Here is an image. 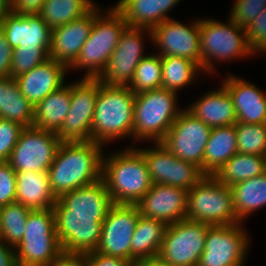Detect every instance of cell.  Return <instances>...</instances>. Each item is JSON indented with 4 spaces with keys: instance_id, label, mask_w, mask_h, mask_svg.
<instances>
[{
    "instance_id": "1",
    "label": "cell",
    "mask_w": 266,
    "mask_h": 266,
    "mask_svg": "<svg viewBox=\"0 0 266 266\" xmlns=\"http://www.w3.org/2000/svg\"><path fill=\"white\" fill-rule=\"evenodd\" d=\"M103 147L94 141L61 142L48 169L51 189L57 198L102 179Z\"/></svg>"
},
{
    "instance_id": "2",
    "label": "cell",
    "mask_w": 266,
    "mask_h": 266,
    "mask_svg": "<svg viewBox=\"0 0 266 266\" xmlns=\"http://www.w3.org/2000/svg\"><path fill=\"white\" fill-rule=\"evenodd\" d=\"M102 180L113 204L136 205L153 184L147 163L134 146L104 153Z\"/></svg>"
},
{
    "instance_id": "3",
    "label": "cell",
    "mask_w": 266,
    "mask_h": 266,
    "mask_svg": "<svg viewBox=\"0 0 266 266\" xmlns=\"http://www.w3.org/2000/svg\"><path fill=\"white\" fill-rule=\"evenodd\" d=\"M134 102L135 94L129 87L109 86L98 80L91 141L108 145L116 139H133Z\"/></svg>"
},
{
    "instance_id": "4",
    "label": "cell",
    "mask_w": 266,
    "mask_h": 266,
    "mask_svg": "<svg viewBox=\"0 0 266 266\" xmlns=\"http://www.w3.org/2000/svg\"><path fill=\"white\" fill-rule=\"evenodd\" d=\"M95 5V20L90 36L82 46L75 62L68 68L71 70L84 69L82 78H98L106 67L121 34L128 26L122 15L112 8H99ZM86 69V70H85Z\"/></svg>"
},
{
    "instance_id": "5",
    "label": "cell",
    "mask_w": 266,
    "mask_h": 266,
    "mask_svg": "<svg viewBox=\"0 0 266 266\" xmlns=\"http://www.w3.org/2000/svg\"><path fill=\"white\" fill-rule=\"evenodd\" d=\"M178 93L156 89L135 95L133 141L160 143L184 108L177 106ZM179 107V108H178Z\"/></svg>"
},
{
    "instance_id": "6",
    "label": "cell",
    "mask_w": 266,
    "mask_h": 266,
    "mask_svg": "<svg viewBox=\"0 0 266 266\" xmlns=\"http://www.w3.org/2000/svg\"><path fill=\"white\" fill-rule=\"evenodd\" d=\"M228 22L209 18L200 19V52L203 74L216 73V62H231L234 59L252 57L255 53L247 41L246 29L230 18ZM238 58V59H236ZM214 61V62H213ZM214 72V73H212Z\"/></svg>"
},
{
    "instance_id": "7",
    "label": "cell",
    "mask_w": 266,
    "mask_h": 266,
    "mask_svg": "<svg viewBox=\"0 0 266 266\" xmlns=\"http://www.w3.org/2000/svg\"><path fill=\"white\" fill-rule=\"evenodd\" d=\"M18 266H50L62 252L53 208L31 210L25 233L14 249Z\"/></svg>"
},
{
    "instance_id": "8",
    "label": "cell",
    "mask_w": 266,
    "mask_h": 266,
    "mask_svg": "<svg viewBox=\"0 0 266 266\" xmlns=\"http://www.w3.org/2000/svg\"><path fill=\"white\" fill-rule=\"evenodd\" d=\"M186 219L214 225L240 223L229 186L220 183L213 175H205L187 191Z\"/></svg>"
},
{
    "instance_id": "9",
    "label": "cell",
    "mask_w": 266,
    "mask_h": 266,
    "mask_svg": "<svg viewBox=\"0 0 266 266\" xmlns=\"http://www.w3.org/2000/svg\"><path fill=\"white\" fill-rule=\"evenodd\" d=\"M242 222L209 226L197 266H244L250 238Z\"/></svg>"
},
{
    "instance_id": "10",
    "label": "cell",
    "mask_w": 266,
    "mask_h": 266,
    "mask_svg": "<svg viewBox=\"0 0 266 266\" xmlns=\"http://www.w3.org/2000/svg\"><path fill=\"white\" fill-rule=\"evenodd\" d=\"M209 226L189 219L167 225L158 256L173 266H197Z\"/></svg>"
},
{
    "instance_id": "11",
    "label": "cell",
    "mask_w": 266,
    "mask_h": 266,
    "mask_svg": "<svg viewBox=\"0 0 266 266\" xmlns=\"http://www.w3.org/2000/svg\"><path fill=\"white\" fill-rule=\"evenodd\" d=\"M61 142L55 132L25 127L7 162L15 172H48Z\"/></svg>"
},
{
    "instance_id": "12",
    "label": "cell",
    "mask_w": 266,
    "mask_h": 266,
    "mask_svg": "<svg viewBox=\"0 0 266 266\" xmlns=\"http://www.w3.org/2000/svg\"><path fill=\"white\" fill-rule=\"evenodd\" d=\"M144 36H148V40L152 41L150 29L127 26L106 67L97 79L109 86L128 87L137 65L143 57L148 55V53L144 54L143 50Z\"/></svg>"
},
{
    "instance_id": "13",
    "label": "cell",
    "mask_w": 266,
    "mask_h": 266,
    "mask_svg": "<svg viewBox=\"0 0 266 266\" xmlns=\"http://www.w3.org/2000/svg\"><path fill=\"white\" fill-rule=\"evenodd\" d=\"M211 129L184 108L160 143L174 156L195 164L203 172V157Z\"/></svg>"
},
{
    "instance_id": "14",
    "label": "cell",
    "mask_w": 266,
    "mask_h": 266,
    "mask_svg": "<svg viewBox=\"0 0 266 266\" xmlns=\"http://www.w3.org/2000/svg\"><path fill=\"white\" fill-rule=\"evenodd\" d=\"M97 96V78H80L71 83L70 109L56 132L62 142L91 141Z\"/></svg>"
},
{
    "instance_id": "15",
    "label": "cell",
    "mask_w": 266,
    "mask_h": 266,
    "mask_svg": "<svg viewBox=\"0 0 266 266\" xmlns=\"http://www.w3.org/2000/svg\"><path fill=\"white\" fill-rule=\"evenodd\" d=\"M144 157L153 184H165L190 190L205 174L193 163L174 156L161 143L152 148L134 146Z\"/></svg>"
},
{
    "instance_id": "16",
    "label": "cell",
    "mask_w": 266,
    "mask_h": 266,
    "mask_svg": "<svg viewBox=\"0 0 266 266\" xmlns=\"http://www.w3.org/2000/svg\"><path fill=\"white\" fill-rule=\"evenodd\" d=\"M152 46L160 56H178L195 62L202 69L200 52V18L190 24L173 19L165 20L151 29Z\"/></svg>"
},
{
    "instance_id": "17",
    "label": "cell",
    "mask_w": 266,
    "mask_h": 266,
    "mask_svg": "<svg viewBox=\"0 0 266 266\" xmlns=\"http://www.w3.org/2000/svg\"><path fill=\"white\" fill-rule=\"evenodd\" d=\"M140 214L136 205L113 204L102 223L97 252L131 262V239Z\"/></svg>"
},
{
    "instance_id": "18",
    "label": "cell",
    "mask_w": 266,
    "mask_h": 266,
    "mask_svg": "<svg viewBox=\"0 0 266 266\" xmlns=\"http://www.w3.org/2000/svg\"><path fill=\"white\" fill-rule=\"evenodd\" d=\"M106 216L55 215L62 251L87 253L97 249Z\"/></svg>"
},
{
    "instance_id": "19",
    "label": "cell",
    "mask_w": 266,
    "mask_h": 266,
    "mask_svg": "<svg viewBox=\"0 0 266 266\" xmlns=\"http://www.w3.org/2000/svg\"><path fill=\"white\" fill-rule=\"evenodd\" d=\"M187 202V190L171 185L152 184L136 206L141 217L170 225L186 219Z\"/></svg>"
},
{
    "instance_id": "20",
    "label": "cell",
    "mask_w": 266,
    "mask_h": 266,
    "mask_svg": "<svg viewBox=\"0 0 266 266\" xmlns=\"http://www.w3.org/2000/svg\"><path fill=\"white\" fill-rule=\"evenodd\" d=\"M12 49H43L50 53L52 29L39 14L19 15L9 11L0 23Z\"/></svg>"
},
{
    "instance_id": "21",
    "label": "cell",
    "mask_w": 266,
    "mask_h": 266,
    "mask_svg": "<svg viewBox=\"0 0 266 266\" xmlns=\"http://www.w3.org/2000/svg\"><path fill=\"white\" fill-rule=\"evenodd\" d=\"M113 205L102 179L64 193L52 207L55 215L106 216Z\"/></svg>"
},
{
    "instance_id": "22",
    "label": "cell",
    "mask_w": 266,
    "mask_h": 266,
    "mask_svg": "<svg viewBox=\"0 0 266 266\" xmlns=\"http://www.w3.org/2000/svg\"><path fill=\"white\" fill-rule=\"evenodd\" d=\"M95 20V6L82 17L52 30L49 58L69 68L87 41Z\"/></svg>"
},
{
    "instance_id": "23",
    "label": "cell",
    "mask_w": 266,
    "mask_h": 266,
    "mask_svg": "<svg viewBox=\"0 0 266 266\" xmlns=\"http://www.w3.org/2000/svg\"><path fill=\"white\" fill-rule=\"evenodd\" d=\"M221 84L232 99L237 122L266 123V92L234 74H228Z\"/></svg>"
},
{
    "instance_id": "24",
    "label": "cell",
    "mask_w": 266,
    "mask_h": 266,
    "mask_svg": "<svg viewBox=\"0 0 266 266\" xmlns=\"http://www.w3.org/2000/svg\"><path fill=\"white\" fill-rule=\"evenodd\" d=\"M68 68L54 59L48 58L32 70L16 77L21 93L33 105L41 102L48 94L65 83Z\"/></svg>"
},
{
    "instance_id": "25",
    "label": "cell",
    "mask_w": 266,
    "mask_h": 266,
    "mask_svg": "<svg viewBox=\"0 0 266 266\" xmlns=\"http://www.w3.org/2000/svg\"><path fill=\"white\" fill-rule=\"evenodd\" d=\"M217 88L210 90L185 108L211 128L229 126L237 122L235 108L228 91L222 84Z\"/></svg>"
},
{
    "instance_id": "26",
    "label": "cell",
    "mask_w": 266,
    "mask_h": 266,
    "mask_svg": "<svg viewBox=\"0 0 266 266\" xmlns=\"http://www.w3.org/2000/svg\"><path fill=\"white\" fill-rule=\"evenodd\" d=\"M181 0H118L113 6L130 27L152 29L165 20ZM168 13V14H167Z\"/></svg>"
},
{
    "instance_id": "27",
    "label": "cell",
    "mask_w": 266,
    "mask_h": 266,
    "mask_svg": "<svg viewBox=\"0 0 266 266\" xmlns=\"http://www.w3.org/2000/svg\"><path fill=\"white\" fill-rule=\"evenodd\" d=\"M16 199L30 210L50 209L57 201L54 195L48 172H16Z\"/></svg>"
},
{
    "instance_id": "28",
    "label": "cell",
    "mask_w": 266,
    "mask_h": 266,
    "mask_svg": "<svg viewBox=\"0 0 266 266\" xmlns=\"http://www.w3.org/2000/svg\"><path fill=\"white\" fill-rule=\"evenodd\" d=\"M71 102V83H65L34 106L33 127L57 132L66 118Z\"/></svg>"
},
{
    "instance_id": "29",
    "label": "cell",
    "mask_w": 266,
    "mask_h": 266,
    "mask_svg": "<svg viewBox=\"0 0 266 266\" xmlns=\"http://www.w3.org/2000/svg\"><path fill=\"white\" fill-rule=\"evenodd\" d=\"M236 153L235 124L212 128L203 157V173L214 175Z\"/></svg>"
},
{
    "instance_id": "30",
    "label": "cell",
    "mask_w": 266,
    "mask_h": 266,
    "mask_svg": "<svg viewBox=\"0 0 266 266\" xmlns=\"http://www.w3.org/2000/svg\"><path fill=\"white\" fill-rule=\"evenodd\" d=\"M33 112V105L21 93L16 79L0 78V118L32 127Z\"/></svg>"
},
{
    "instance_id": "31",
    "label": "cell",
    "mask_w": 266,
    "mask_h": 266,
    "mask_svg": "<svg viewBox=\"0 0 266 266\" xmlns=\"http://www.w3.org/2000/svg\"><path fill=\"white\" fill-rule=\"evenodd\" d=\"M167 225L139 216L131 239V262L159 255Z\"/></svg>"
},
{
    "instance_id": "32",
    "label": "cell",
    "mask_w": 266,
    "mask_h": 266,
    "mask_svg": "<svg viewBox=\"0 0 266 266\" xmlns=\"http://www.w3.org/2000/svg\"><path fill=\"white\" fill-rule=\"evenodd\" d=\"M237 219L244 223L250 214L266 206V172L230 187ZM259 209V210H258Z\"/></svg>"
},
{
    "instance_id": "33",
    "label": "cell",
    "mask_w": 266,
    "mask_h": 266,
    "mask_svg": "<svg viewBox=\"0 0 266 266\" xmlns=\"http://www.w3.org/2000/svg\"><path fill=\"white\" fill-rule=\"evenodd\" d=\"M266 172V156L236 153L213 176L226 186Z\"/></svg>"
},
{
    "instance_id": "34",
    "label": "cell",
    "mask_w": 266,
    "mask_h": 266,
    "mask_svg": "<svg viewBox=\"0 0 266 266\" xmlns=\"http://www.w3.org/2000/svg\"><path fill=\"white\" fill-rule=\"evenodd\" d=\"M161 64L162 88L176 93L192 85L203 72L195 62L178 56H161Z\"/></svg>"
},
{
    "instance_id": "35",
    "label": "cell",
    "mask_w": 266,
    "mask_h": 266,
    "mask_svg": "<svg viewBox=\"0 0 266 266\" xmlns=\"http://www.w3.org/2000/svg\"><path fill=\"white\" fill-rule=\"evenodd\" d=\"M96 4L93 0H45L39 15L53 30L82 17Z\"/></svg>"
},
{
    "instance_id": "36",
    "label": "cell",
    "mask_w": 266,
    "mask_h": 266,
    "mask_svg": "<svg viewBox=\"0 0 266 266\" xmlns=\"http://www.w3.org/2000/svg\"><path fill=\"white\" fill-rule=\"evenodd\" d=\"M30 211L18 202L0 207V239L7 246L15 249L23 239Z\"/></svg>"
},
{
    "instance_id": "37",
    "label": "cell",
    "mask_w": 266,
    "mask_h": 266,
    "mask_svg": "<svg viewBox=\"0 0 266 266\" xmlns=\"http://www.w3.org/2000/svg\"><path fill=\"white\" fill-rule=\"evenodd\" d=\"M128 87L135 95L162 88L161 56L155 52L143 57Z\"/></svg>"
},
{
    "instance_id": "38",
    "label": "cell",
    "mask_w": 266,
    "mask_h": 266,
    "mask_svg": "<svg viewBox=\"0 0 266 266\" xmlns=\"http://www.w3.org/2000/svg\"><path fill=\"white\" fill-rule=\"evenodd\" d=\"M238 153L266 156V123L236 122Z\"/></svg>"
},
{
    "instance_id": "39",
    "label": "cell",
    "mask_w": 266,
    "mask_h": 266,
    "mask_svg": "<svg viewBox=\"0 0 266 266\" xmlns=\"http://www.w3.org/2000/svg\"><path fill=\"white\" fill-rule=\"evenodd\" d=\"M49 58L43 49H24L17 47L13 49L10 76L16 78L36 66L42 64Z\"/></svg>"
},
{
    "instance_id": "40",
    "label": "cell",
    "mask_w": 266,
    "mask_h": 266,
    "mask_svg": "<svg viewBox=\"0 0 266 266\" xmlns=\"http://www.w3.org/2000/svg\"><path fill=\"white\" fill-rule=\"evenodd\" d=\"M233 3L229 18L244 28L266 8V0H235Z\"/></svg>"
},
{
    "instance_id": "41",
    "label": "cell",
    "mask_w": 266,
    "mask_h": 266,
    "mask_svg": "<svg viewBox=\"0 0 266 266\" xmlns=\"http://www.w3.org/2000/svg\"><path fill=\"white\" fill-rule=\"evenodd\" d=\"M24 128L17 122L0 118V162L8 161Z\"/></svg>"
},
{
    "instance_id": "42",
    "label": "cell",
    "mask_w": 266,
    "mask_h": 266,
    "mask_svg": "<svg viewBox=\"0 0 266 266\" xmlns=\"http://www.w3.org/2000/svg\"><path fill=\"white\" fill-rule=\"evenodd\" d=\"M245 29L247 41L255 55L266 54V8Z\"/></svg>"
},
{
    "instance_id": "43",
    "label": "cell",
    "mask_w": 266,
    "mask_h": 266,
    "mask_svg": "<svg viewBox=\"0 0 266 266\" xmlns=\"http://www.w3.org/2000/svg\"><path fill=\"white\" fill-rule=\"evenodd\" d=\"M16 172L6 162H0V207L15 202L16 199Z\"/></svg>"
},
{
    "instance_id": "44",
    "label": "cell",
    "mask_w": 266,
    "mask_h": 266,
    "mask_svg": "<svg viewBox=\"0 0 266 266\" xmlns=\"http://www.w3.org/2000/svg\"><path fill=\"white\" fill-rule=\"evenodd\" d=\"M89 266H133V262L121 257L108 256L96 250L87 252Z\"/></svg>"
},
{
    "instance_id": "45",
    "label": "cell",
    "mask_w": 266,
    "mask_h": 266,
    "mask_svg": "<svg viewBox=\"0 0 266 266\" xmlns=\"http://www.w3.org/2000/svg\"><path fill=\"white\" fill-rule=\"evenodd\" d=\"M13 49L0 29V78L10 76Z\"/></svg>"
},
{
    "instance_id": "46",
    "label": "cell",
    "mask_w": 266,
    "mask_h": 266,
    "mask_svg": "<svg viewBox=\"0 0 266 266\" xmlns=\"http://www.w3.org/2000/svg\"><path fill=\"white\" fill-rule=\"evenodd\" d=\"M45 0H10V11L19 15L39 14Z\"/></svg>"
},
{
    "instance_id": "47",
    "label": "cell",
    "mask_w": 266,
    "mask_h": 266,
    "mask_svg": "<svg viewBox=\"0 0 266 266\" xmlns=\"http://www.w3.org/2000/svg\"><path fill=\"white\" fill-rule=\"evenodd\" d=\"M50 266H89L87 253L62 251Z\"/></svg>"
},
{
    "instance_id": "48",
    "label": "cell",
    "mask_w": 266,
    "mask_h": 266,
    "mask_svg": "<svg viewBox=\"0 0 266 266\" xmlns=\"http://www.w3.org/2000/svg\"><path fill=\"white\" fill-rule=\"evenodd\" d=\"M0 266H18L15 250L0 239Z\"/></svg>"
},
{
    "instance_id": "49",
    "label": "cell",
    "mask_w": 266,
    "mask_h": 266,
    "mask_svg": "<svg viewBox=\"0 0 266 266\" xmlns=\"http://www.w3.org/2000/svg\"><path fill=\"white\" fill-rule=\"evenodd\" d=\"M133 266H173L163 261L159 256L137 260Z\"/></svg>"
},
{
    "instance_id": "50",
    "label": "cell",
    "mask_w": 266,
    "mask_h": 266,
    "mask_svg": "<svg viewBox=\"0 0 266 266\" xmlns=\"http://www.w3.org/2000/svg\"><path fill=\"white\" fill-rule=\"evenodd\" d=\"M10 11V0H0V23Z\"/></svg>"
}]
</instances>
